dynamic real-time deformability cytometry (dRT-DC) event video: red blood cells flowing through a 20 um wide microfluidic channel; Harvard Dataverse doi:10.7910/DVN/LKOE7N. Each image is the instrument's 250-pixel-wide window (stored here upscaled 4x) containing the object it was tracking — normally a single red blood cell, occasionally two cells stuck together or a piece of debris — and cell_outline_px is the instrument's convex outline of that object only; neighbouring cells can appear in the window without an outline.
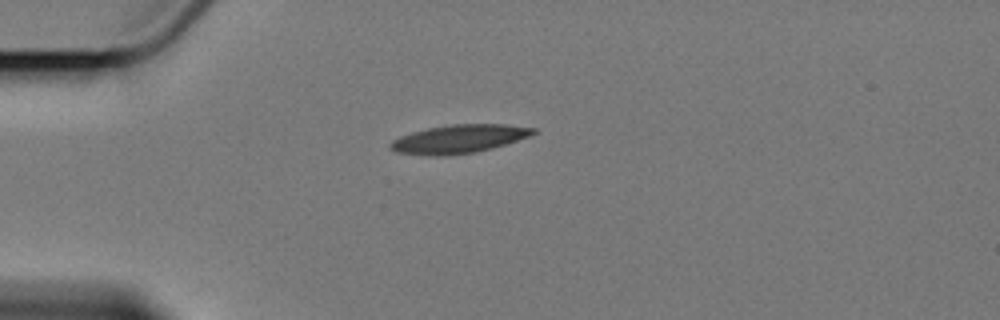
{"species": "Egyptian fruit bat (a non-hibernating species)", "species_latin": "Rousettus aegyptiacus", "temperature_condition": "cold", "stored_images_in_passage": 5, "camera_frame_rate_fps": 3000, "um_per_image_px": 0.085, "animal": {"sex": "female"}, "frame": {"image": 1, "passage_image": 5, "time_ms": 5.0, "image_size_px": [1000, 320], "cell_outline_px": [[536, 132], [528, 136], [504, 144], [472, 152], [448, 156], [428, 156], [396, 152], [388, 148], [388, 144], [392, 140], [400, 136], [412, 132], [428, 128], [452, 124], [504, 124], [536, 128]], "centroid_in_image_um": [38.92, 11.81], "position_along_channel_um": 46.1, "area_um2": 23.47}}